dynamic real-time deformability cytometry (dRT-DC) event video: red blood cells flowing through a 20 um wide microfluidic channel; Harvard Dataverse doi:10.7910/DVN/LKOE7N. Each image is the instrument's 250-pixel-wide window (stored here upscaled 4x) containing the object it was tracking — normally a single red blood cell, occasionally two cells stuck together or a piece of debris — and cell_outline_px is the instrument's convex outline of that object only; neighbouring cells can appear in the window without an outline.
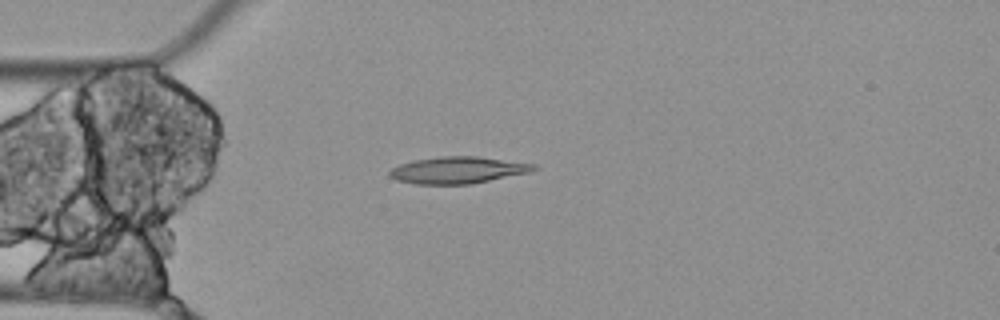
{"species": "Egyptian fruit bat (a non-hibernating species)", "species_latin": "Rousettus aegyptiacus", "temperature_condition": "cold", "stored_images_in_passage": 5, "segment_of_instrument_passage": [1, 2], "camera_frame_rate_fps": 3000, "um_per_image_px": 0.085, "animal": {"sex": "female"}, "frame": {"image": 1, "passage_image": 4, "time_ms": 1.0, "image_size_px": [1000, 320], "cell_outline_px": [[540, 168], [528, 172], [472, 184], [416, 184], [396, 180], [388, 176], [388, 172], [392, 168], [400, 164], [412, 160], [440, 156], [476, 156], [536, 164]], "centroid_in_image_um": [38.89, 14.45], "position_along_channel_um": 46.1, "area_um2": 22.54}}